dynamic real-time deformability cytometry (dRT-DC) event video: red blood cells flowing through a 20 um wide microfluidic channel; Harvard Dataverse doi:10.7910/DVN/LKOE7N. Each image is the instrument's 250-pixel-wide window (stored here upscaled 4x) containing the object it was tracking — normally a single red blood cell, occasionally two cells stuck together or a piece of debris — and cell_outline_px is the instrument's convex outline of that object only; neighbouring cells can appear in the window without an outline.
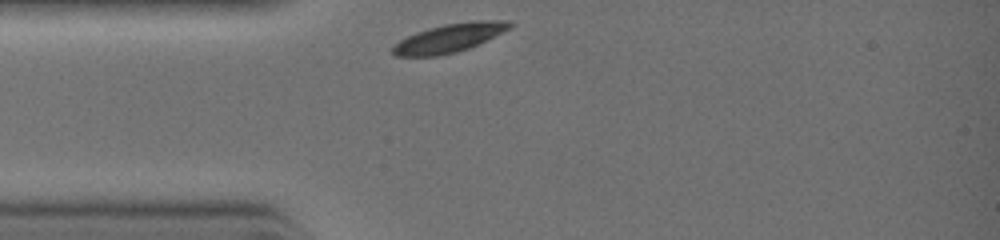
{"species": "common noctule bat (a hibernating species)", "species_latin": "Nyctalus noctula", "temperature_condition": "warm", "stored_images_in_passage": 20, "camera_frame_rate_fps": 3000, "um_per_image_px": 0.085, "animal": {"sex": "female", "body_mass_g": 19.0, "forearm_length_mm": 51.5}, "frame": {"image": 1, "passage_image": 1, "time_ms": 0.0, "image_size_px": [1000, 240], "cell_outline_px": [[516, 24], [468, 48], [456, 52], [436, 56], [396, 56], [392, 52], [392, 48], [400, 40], [416, 32], [428, 28], [444, 24], [472, 20], [508, 20]], "centroid_in_image_um": [38.17, 3.21], "position_along_channel_um": 46.8, "area_um2": 19.13}}
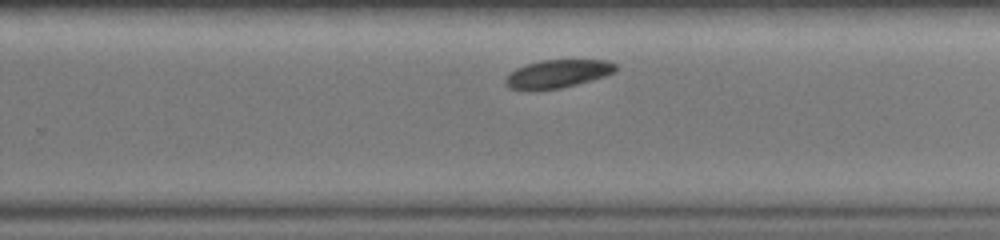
{"frame": {"image": 2, "passage_image": 14, "time_ms": 4.333, "image_size_px": [1000, 240], "cell_outline_px": [[616, 72], [592, 80], [560, 88], [508, 88], [504, 84], [504, 80], [508, 72], [516, 68], [540, 60], [608, 60], [616, 64]], "centroid_in_image_um": [47.41, 6.24], "position_along_channel_um": 282.4, "area_um2": 17.74}}
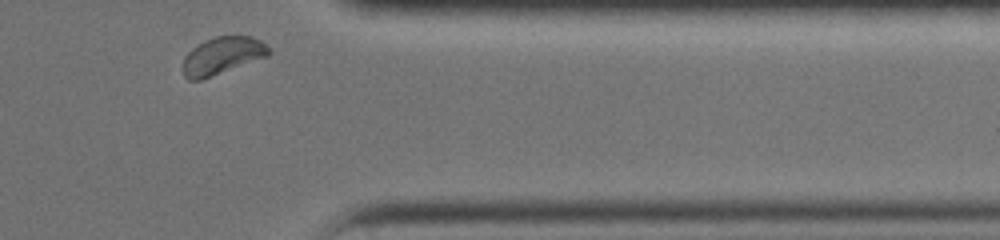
{"frame": {"image": 3, "passage_image": 20, "time_ms": 6.333, "image_size_px": [1000, 240], "cell_outline_px": [[272, 52], [268, 56], [200, 80], [188, 80], [184, 76], [184, 56], [192, 48], [204, 40], [216, 36], [252, 36], [268, 44], [272, 48]], "centroid_in_image_um": [18.94, 4.71], "position_along_channel_um": 392.5, "area_um2": 18.73}}